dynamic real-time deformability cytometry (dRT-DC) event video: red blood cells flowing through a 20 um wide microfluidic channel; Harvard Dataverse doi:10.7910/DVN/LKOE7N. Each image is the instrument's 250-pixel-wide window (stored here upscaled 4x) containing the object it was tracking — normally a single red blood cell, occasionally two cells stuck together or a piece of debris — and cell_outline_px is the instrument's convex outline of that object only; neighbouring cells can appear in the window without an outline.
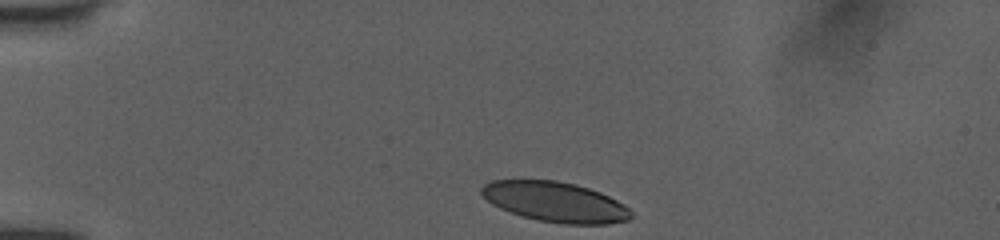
{"species": "human", "species_latin": "Homo sapiens", "temperature_condition": "room temperature", "stored_images_in_passage": 19, "camera_frame_rate_fps": 3000, "um_per_image_px": 0.085, "donor": {"sex": "female"}, "frame": {"image": 1, "passage_image": 1, "time_ms": 0.0, "image_size_px": [1000, 240], "cell_outline_px": [[632, 216], [628, 220], [608, 224], [564, 224], [540, 220], [524, 216], [500, 208], [492, 204], [480, 192], [480, 188], [484, 184], [492, 180], [556, 180], [576, 184], [600, 192], [624, 204], [632, 212]], "centroid_in_image_um": [47.21, 17.15], "position_along_channel_um": 37.8, "area_um2": 34.74}}
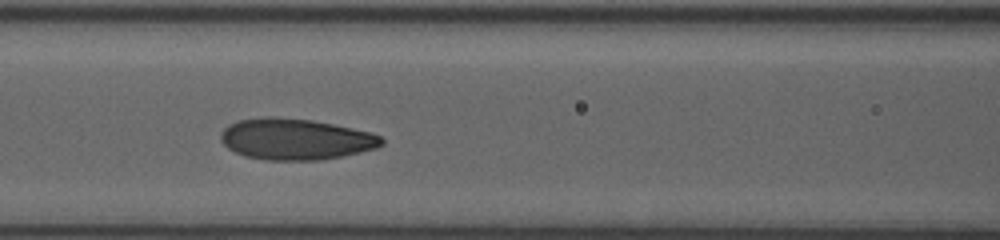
{"frame": {"image": 2, "passage_image": 11, "time_ms": 4.0, "image_size_px": [1000, 240], "cell_outline_px": [[384, 144], [376, 148], [340, 156], [320, 160], [264, 160], [244, 156], [228, 148], [220, 140], [220, 132], [228, 124], [240, 120], [264, 116], [268, 116], [312, 120], [352, 128], [368, 132], [380, 136], [384, 140]], "centroid_in_image_um": [25.08, 11.83], "position_along_channel_um": 141.5, "area_um2": 38.49}}
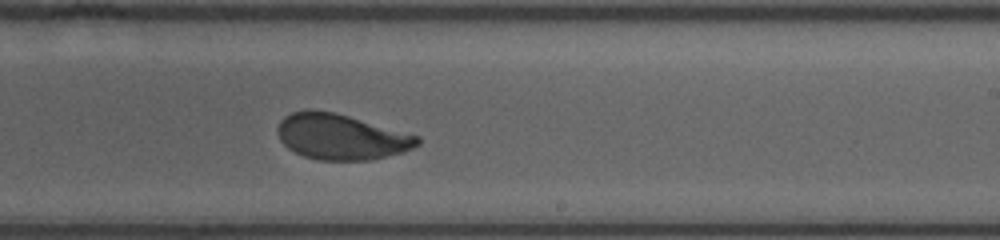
{"frame": {"image": 3, "passage_image": 19, "time_ms": 7.0, "image_size_px": [1000, 240], "cell_outline_px": [[420, 144], [404, 152], [368, 160], [320, 160], [304, 156], [288, 148], [280, 140], [276, 128], [280, 120], [284, 116], [292, 112], [308, 108], [336, 112], [420, 136]], "centroid_in_image_um": [28.98, 11.61], "position_along_channel_um": 260.0, "area_um2": 37.4}}